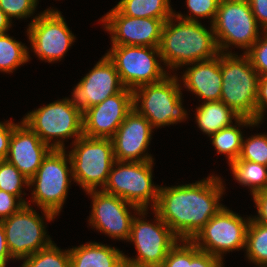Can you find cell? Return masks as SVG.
<instances>
[{"label": "cell", "instance_id": "22", "mask_svg": "<svg viewBox=\"0 0 267 267\" xmlns=\"http://www.w3.org/2000/svg\"><path fill=\"white\" fill-rule=\"evenodd\" d=\"M70 267H122L124 253L115 247L89 242L71 248Z\"/></svg>", "mask_w": 267, "mask_h": 267}, {"label": "cell", "instance_id": "44", "mask_svg": "<svg viewBox=\"0 0 267 267\" xmlns=\"http://www.w3.org/2000/svg\"><path fill=\"white\" fill-rule=\"evenodd\" d=\"M122 267H136V266H132V265H129V264H127V263H124V264L122 265Z\"/></svg>", "mask_w": 267, "mask_h": 267}, {"label": "cell", "instance_id": "7", "mask_svg": "<svg viewBox=\"0 0 267 267\" xmlns=\"http://www.w3.org/2000/svg\"><path fill=\"white\" fill-rule=\"evenodd\" d=\"M68 156L71 162L73 181L84 191L102 189L115 162L113 142L110 138H91L82 135L72 142Z\"/></svg>", "mask_w": 267, "mask_h": 267}, {"label": "cell", "instance_id": "16", "mask_svg": "<svg viewBox=\"0 0 267 267\" xmlns=\"http://www.w3.org/2000/svg\"><path fill=\"white\" fill-rule=\"evenodd\" d=\"M100 20L111 35L112 45L159 47L168 19L128 17L114 7Z\"/></svg>", "mask_w": 267, "mask_h": 267}, {"label": "cell", "instance_id": "41", "mask_svg": "<svg viewBox=\"0 0 267 267\" xmlns=\"http://www.w3.org/2000/svg\"><path fill=\"white\" fill-rule=\"evenodd\" d=\"M223 260L207 252L200 251L190 262L189 267H224Z\"/></svg>", "mask_w": 267, "mask_h": 267}, {"label": "cell", "instance_id": "27", "mask_svg": "<svg viewBox=\"0 0 267 267\" xmlns=\"http://www.w3.org/2000/svg\"><path fill=\"white\" fill-rule=\"evenodd\" d=\"M27 49L9 34H0V71L13 73V70L27 63L30 59Z\"/></svg>", "mask_w": 267, "mask_h": 267}, {"label": "cell", "instance_id": "20", "mask_svg": "<svg viewBox=\"0 0 267 267\" xmlns=\"http://www.w3.org/2000/svg\"><path fill=\"white\" fill-rule=\"evenodd\" d=\"M39 136L23 121L14 126L6 161L14 165L27 179H31L51 151Z\"/></svg>", "mask_w": 267, "mask_h": 267}, {"label": "cell", "instance_id": "10", "mask_svg": "<svg viewBox=\"0 0 267 267\" xmlns=\"http://www.w3.org/2000/svg\"><path fill=\"white\" fill-rule=\"evenodd\" d=\"M148 209H140L136 214L141 216L132 220L128 242L134 243L136 258H128L124 254L125 263L136 267H161L170 249L179 241L170 227L154 212V222H146L143 218ZM143 219V220H142Z\"/></svg>", "mask_w": 267, "mask_h": 267}, {"label": "cell", "instance_id": "12", "mask_svg": "<svg viewBox=\"0 0 267 267\" xmlns=\"http://www.w3.org/2000/svg\"><path fill=\"white\" fill-rule=\"evenodd\" d=\"M251 216L243 219L223 206L191 240L201 251L223 259L224 253L246 247Z\"/></svg>", "mask_w": 267, "mask_h": 267}, {"label": "cell", "instance_id": "24", "mask_svg": "<svg viewBox=\"0 0 267 267\" xmlns=\"http://www.w3.org/2000/svg\"><path fill=\"white\" fill-rule=\"evenodd\" d=\"M260 121H254L248 117H240L236 120L235 124L227 126L220 131L212 134L210 138L212 139V144L217 150L218 154H224L227 157L229 165L237 160L241 153L243 134L240 126H257Z\"/></svg>", "mask_w": 267, "mask_h": 267}, {"label": "cell", "instance_id": "21", "mask_svg": "<svg viewBox=\"0 0 267 267\" xmlns=\"http://www.w3.org/2000/svg\"><path fill=\"white\" fill-rule=\"evenodd\" d=\"M191 64L192 67H188L182 76L185 88L196 94L204 102L220 101L222 85L221 52L212 59Z\"/></svg>", "mask_w": 267, "mask_h": 267}, {"label": "cell", "instance_id": "43", "mask_svg": "<svg viewBox=\"0 0 267 267\" xmlns=\"http://www.w3.org/2000/svg\"><path fill=\"white\" fill-rule=\"evenodd\" d=\"M11 26H12L11 20L0 8V34L7 33Z\"/></svg>", "mask_w": 267, "mask_h": 267}, {"label": "cell", "instance_id": "8", "mask_svg": "<svg viewBox=\"0 0 267 267\" xmlns=\"http://www.w3.org/2000/svg\"><path fill=\"white\" fill-rule=\"evenodd\" d=\"M211 25L221 53H232L227 51L230 45L245 49L246 53L263 33L248 0H220Z\"/></svg>", "mask_w": 267, "mask_h": 267}, {"label": "cell", "instance_id": "32", "mask_svg": "<svg viewBox=\"0 0 267 267\" xmlns=\"http://www.w3.org/2000/svg\"><path fill=\"white\" fill-rule=\"evenodd\" d=\"M239 159L267 166V135L260 133L246 140L243 136Z\"/></svg>", "mask_w": 267, "mask_h": 267}, {"label": "cell", "instance_id": "39", "mask_svg": "<svg viewBox=\"0 0 267 267\" xmlns=\"http://www.w3.org/2000/svg\"><path fill=\"white\" fill-rule=\"evenodd\" d=\"M5 122H0V162L5 160L7 157L11 134L15 126L12 120Z\"/></svg>", "mask_w": 267, "mask_h": 267}, {"label": "cell", "instance_id": "30", "mask_svg": "<svg viewBox=\"0 0 267 267\" xmlns=\"http://www.w3.org/2000/svg\"><path fill=\"white\" fill-rule=\"evenodd\" d=\"M23 185L29 187V179L6 160L0 162V190L18 196L25 204H28L21 196Z\"/></svg>", "mask_w": 267, "mask_h": 267}, {"label": "cell", "instance_id": "6", "mask_svg": "<svg viewBox=\"0 0 267 267\" xmlns=\"http://www.w3.org/2000/svg\"><path fill=\"white\" fill-rule=\"evenodd\" d=\"M22 121L51 149H65L64 139L74 137L75 142L83 135V113L71 104L69 98L31 111Z\"/></svg>", "mask_w": 267, "mask_h": 267}, {"label": "cell", "instance_id": "17", "mask_svg": "<svg viewBox=\"0 0 267 267\" xmlns=\"http://www.w3.org/2000/svg\"><path fill=\"white\" fill-rule=\"evenodd\" d=\"M114 63L105 54L75 86L71 104L82 113L124 89Z\"/></svg>", "mask_w": 267, "mask_h": 267}, {"label": "cell", "instance_id": "29", "mask_svg": "<svg viewBox=\"0 0 267 267\" xmlns=\"http://www.w3.org/2000/svg\"><path fill=\"white\" fill-rule=\"evenodd\" d=\"M20 267H70V253L59 249L55 243L22 259Z\"/></svg>", "mask_w": 267, "mask_h": 267}, {"label": "cell", "instance_id": "18", "mask_svg": "<svg viewBox=\"0 0 267 267\" xmlns=\"http://www.w3.org/2000/svg\"><path fill=\"white\" fill-rule=\"evenodd\" d=\"M133 91L124 88L83 113V135L112 138L127 114L134 108Z\"/></svg>", "mask_w": 267, "mask_h": 267}, {"label": "cell", "instance_id": "36", "mask_svg": "<svg viewBox=\"0 0 267 267\" xmlns=\"http://www.w3.org/2000/svg\"><path fill=\"white\" fill-rule=\"evenodd\" d=\"M24 205L18 196L0 190V221L18 212Z\"/></svg>", "mask_w": 267, "mask_h": 267}, {"label": "cell", "instance_id": "37", "mask_svg": "<svg viewBox=\"0 0 267 267\" xmlns=\"http://www.w3.org/2000/svg\"><path fill=\"white\" fill-rule=\"evenodd\" d=\"M267 108V75L259 77L258 93L256 99V121L262 122L263 113ZM265 111V112H264Z\"/></svg>", "mask_w": 267, "mask_h": 267}, {"label": "cell", "instance_id": "11", "mask_svg": "<svg viewBox=\"0 0 267 267\" xmlns=\"http://www.w3.org/2000/svg\"><path fill=\"white\" fill-rule=\"evenodd\" d=\"M106 53L114 63L121 83L134 91L136 88L163 80L169 73L161 66L158 47L111 45Z\"/></svg>", "mask_w": 267, "mask_h": 267}, {"label": "cell", "instance_id": "26", "mask_svg": "<svg viewBox=\"0 0 267 267\" xmlns=\"http://www.w3.org/2000/svg\"><path fill=\"white\" fill-rule=\"evenodd\" d=\"M229 166L234 179L242 186L250 187L251 195L267 189V166L239 158Z\"/></svg>", "mask_w": 267, "mask_h": 267}, {"label": "cell", "instance_id": "19", "mask_svg": "<svg viewBox=\"0 0 267 267\" xmlns=\"http://www.w3.org/2000/svg\"><path fill=\"white\" fill-rule=\"evenodd\" d=\"M152 130L150 122L133 108L111 138L115 160L131 162L153 160L154 158L146 152L152 139Z\"/></svg>", "mask_w": 267, "mask_h": 267}, {"label": "cell", "instance_id": "9", "mask_svg": "<svg viewBox=\"0 0 267 267\" xmlns=\"http://www.w3.org/2000/svg\"><path fill=\"white\" fill-rule=\"evenodd\" d=\"M153 164V160L145 162L115 160L102 190L140 209H148V205L153 209L158 200L160 187L154 185L152 181Z\"/></svg>", "mask_w": 267, "mask_h": 267}, {"label": "cell", "instance_id": "4", "mask_svg": "<svg viewBox=\"0 0 267 267\" xmlns=\"http://www.w3.org/2000/svg\"><path fill=\"white\" fill-rule=\"evenodd\" d=\"M220 101L232 108L239 116L256 121V99L259 75L249 57L244 53H221Z\"/></svg>", "mask_w": 267, "mask_h": 267}, {"label": "cell", "instance_id": "13", "mask_svg": "<svg viewBox=\"0 0 267 267\" xmlns=\"http://www.w3.org/2000/svg\"><path fill=\"white\" fill-rule=\"evenodd\" d=\"M27 33L34 53L48 63L61 61L76 38L61 12L51 8L32 19Z\"/></svg>", "mask_w": 267, "mask_h": 267}, {"label": "cell", "instance_id": "33", "mask_svg": "<svg viewBox=\"0 0 267 267\" xmlns=\"http://www.w3.org/2000/svg\"><path fill=\"white\" fill-rule=\"evenodd\" d=\"M219 2L220 0H186L187 8L191 14L183 16L181 13H174V16L185 21L194 22H198V18L209 19L211 17L210 23L212 24L218 10Z\"/></svg>", "mask_w": 267, "mask_h": 267}, {"label": "cell", "instance_id": "5", "mask_svg": "<svg viewBox=\"0 0 267 267\" xmlns=\"http://www.w3.org/2000/svg\"><path fill=\"white\" fill-rule=\"evenodd\" d=\"M177 77L167 75L159 82L133 91L134 109L150 122L153 129L177 124L188 117L182 106V89Z\"/></svg>", "mask_w": 267, "mask_h": 267}, {"label": "cell", "instance_id": "34", "mask_svg": "<svg viewBox=\"0 0 267 267\" xmlns=\"http://www.w3.org/2000/svg\"><path fill=\"white\" fill-rule=\"evenodd\" d=\"M245 53L259 76L267 75V31Z\"/></svg>", "mask_w": 267, "mask_h": 267}, {"label": "cell", "instance_id": "35", "mask_svg": "<svg viewBox=\"0 0 267 267\" xmlns=\"http://www.w3.org/2000/svg\"><path fill=\"white\" fill-rule=\"evenodd\" d=\"M35 0H0V8L12 21L13 18H27L35 13Z\"/></svg>", "mask_w": 267, "mask_h": 267}, {"label": "cell", "instance_id": "40", "mask_svg": "<svg viewBox=\"0 0 267 267\" xmlns=\"http://www.w3.org/2000/svg\"><path fill=\"white\" fill-rule=\"evenodd\" d=\"M252 13L262 31H267V0H248Z\"/></svg>", "mask_w": 267, "mask_h": 267}, {"label": "cell", "instance_id": "1", "mask_svg": "<svg viewBox=\"0 0 267 267\" xmlns=\"http://www.w3.org/2000/svg\"><path fill=\"white\" fill-rule=\"evenodd\" d=\"M222 182L211 175L192 184L159 187L153 210L179 240H192L224 206L219 202L225 191Z\"/></svg>", "mask_w": 267, "mask_h": 267}, {"label": "cell", "instance_id": "3", "mask_svg": "<svg viewBox=\"0 0 267 267\" xmlns=\"http://www.w3.org/2000/svg\"><path fill=\"white\" fill-rule=\"evenodd\" d=\"M66 153L65 149H52L29 180V187H35L31 193L32 202L43 211L49 222L54 220L63 208L73 178L71 162Z\"/></svg>", "mask_w": 267, "mask_h": 267}, {"label": "cell", "instance_id": "15", "mask_svg": "<svg viewBox=\"0 0 267 267\" xmlns=\"http://www.w3.org/2000/svg\"><path fill=\"white\" fill-rule=\"evenodd\" d=\"M87 194L92 197L89 224L111 238L128 240L134 218L128 207L136 213L140 208L102 189L90 190Z\"/></svg>", "mask_w": 267, "mask_h": 267}, {"label": "cell", "instance_id": "25", "mask_svg": "<svg viewBox=\"0 0 267 267\" xmlns=\"http://www.w3.org/2000/svg\"><path fill=\"white\" fill-rule=\"evenodd\" d=\"M115 7L123 15L137 18L169 19L175 13L170 0H120Z\"/></svg>", "mask_w": 267, "mask_h": 267}, {"label": "cell", "instance_id": "42", "mask_svg": "<svg viewBox=\"0 0 267 267\" xmlns=\"http://www.w3.org/2000/svg\"><path fill=\"white\" fill-rule=\"evenodd\" d=\"M15 260L8 249L2 221H0V267H6L9 260Z\"/></svg>", "mask_w": 267, "mask_h": 267}, {"label": "cell", "instance_id": "31", "mask_svg": "<svg viewBox=\"0 0 267 267\" xmlns=\"http://www.w3.org/2000/svg\"><path fill=\"white\" fill-rule=\"evenodd\" d=\"M200 251L191 240H179L170 249L161 267H189L191 260Z\"/></svg>", "mask_w": 267, "mask_h": 267}, {"label": "cell", "instance_id": "38", "mask_svg": "<svg viewBox=\"0 0 267 267\" xmlns=\"http://www.w3.org/2000/svg\"><path fill=\"white\" fill-rule=\"evenodd\" d=\"M252 197L258 213L252 219L261 225L267 226V189L254 193Z\"/></svg>", "mask_w": 267, "mask_h": 267}, {"label": "cell", "instance_id": "28", "mask_svg": "<svg viewBox=\"0 0 267 267\" xmlns=\"http://www.w3.org/2000/svg\"><path fill=\"white\" fill-rule=\"evenodd\" d=\"M246 257L259 267H267V226L252 218L246 233Z\"/></svg>", "mask_w": 267, "mask_h": 267}, {"label": "cell", "instance_id": "2", "mask_svg": "<svg viewBox=\"0 0 267 267\" xmlns=\"http://www.w3.org/2000/svg\"><path fill=\"white\" fill-rule=\"evenodd\" d=\"M158 48L161 62L168 69L209 60L220 53L212 25L209 30L199 21H185L174 15L164 23Z\"/></svg>", "mask_w": 267, "mask_h": 267}, {"label": "cell", "instance_id": "14", "mask_svg": "<svg viewBox=\"0 0 267 267\" xmlns=\"http://www.w3.org/2000/svg\"><path fill=\"white\" fill-rule=\"evenodd\" d=\"M2 224L8 249L16 260H22L53 242L47 235L43 217L30 204L2 220Z\"/></svg>", "mask_w": 267, "mask_h": 267}, {"label": "cell", "instance_id": "23", "mask_svg": "<svg viewBox=\"0 0 267 267\" xmlns=\"http://www.w3.org/2000/svg\"><path fill=\"white\" fill-rule=\"evenodd\" d=\"M195 113L198 128L209 137L241 117L222 101L202 102Z\"/></svg>", "mask_w": 267, "mask_h": 267}]
</instances>
